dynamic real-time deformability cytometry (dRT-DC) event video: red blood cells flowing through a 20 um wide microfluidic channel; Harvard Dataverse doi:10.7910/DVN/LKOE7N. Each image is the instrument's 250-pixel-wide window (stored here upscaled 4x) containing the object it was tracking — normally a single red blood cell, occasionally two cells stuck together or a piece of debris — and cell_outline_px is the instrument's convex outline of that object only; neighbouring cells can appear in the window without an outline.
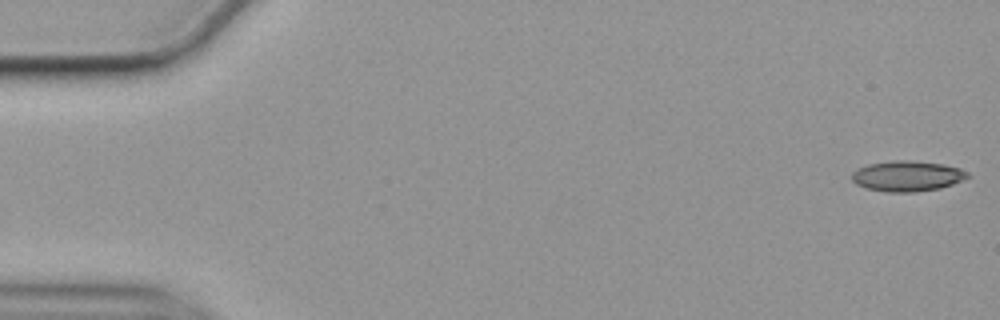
{"species": "common noctule bat (a hibernating species)", "species_latin": "Nyctalus noctula", "temperature_condition": "cold", "stored_images_in_passage": 56, "camera_frame_rate_fps": 3000, "um_per_image_px": 0.085, "animal": {"sex": "female", "body_mass_g": 19.9}, "frame": {"image": 1, "passage_image": 1, "time_ms": 0.0, "image_size_px": [1000, 320], "cell_outline_px": [[972, 176], [964, 180], [940, 188], [916, 192], [888, 192], [864, 188], [856, 184], [852, 180], [852, 172], [856, 168], [868, 164], [892, 160], [908, 160], [944, 164], [960, 168], [968, 172]], "centroid_in_image_um": [77.12, 14.96], "position_along_channel_um": 7.9, "area_um2": 20.87}}
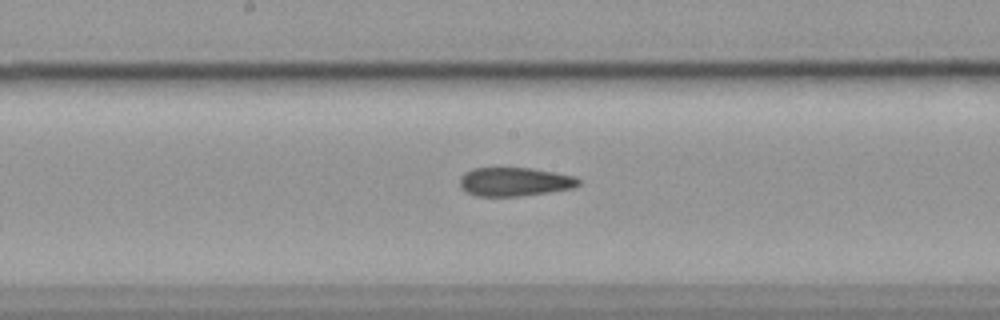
{"frame": {"image": 2, "passage_image": 29, "time_ms": 9.333, "image_size_px": [1000, 320], "cell_outline_px": [[580, 184], [572, 188], [548, 192], [520, 196], [476, 196], [460, 188], [460, 176], [464, 172], [472, 168], [532, 168], [576, 176], [580, 180]], "centroid_in_image_um": [43.73, 15.44], "position_along_channel_um": 204.5, "area_um2": 19.94}}
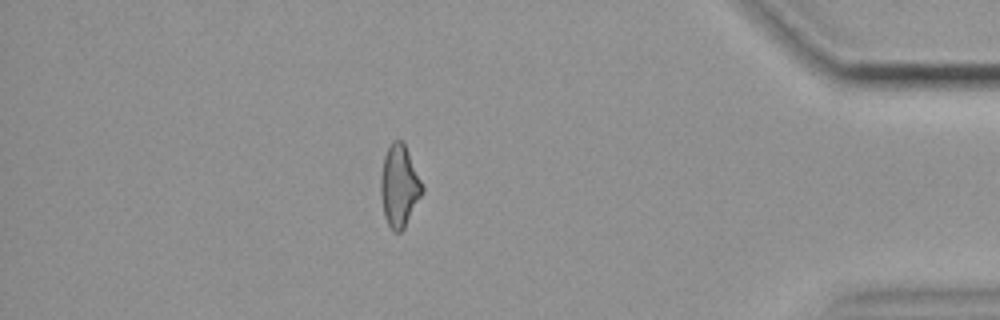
{"frame": {"image": 3, "passage_image": 49, "time_ms": 16.0, "image_size_px": [1000, 320], "cell_outline_px": [[424, 192], [404, 228], [400, 232], [392, 232], [384, 216], [380, 196], [380, 176], [384, 156], [392, 140], [400, 140], [404, 144], [408, 152], [424, 188]], "centroid_in_image_um": [33.92, 15.84], "position_along_channel_um": 401.3, "area_um2": 19.83}, "authors_computed_cell_mechanics": {"area_um2": 20.2011, "velocity_mm_per_s": 3.5568, "shape_relaxation_time_tau1_ms": null, "shape_relaxation_time_tau2_ms": 4.3607, "deformation_change_tau1": null, "deformation_change_tau2": 0.1432}}